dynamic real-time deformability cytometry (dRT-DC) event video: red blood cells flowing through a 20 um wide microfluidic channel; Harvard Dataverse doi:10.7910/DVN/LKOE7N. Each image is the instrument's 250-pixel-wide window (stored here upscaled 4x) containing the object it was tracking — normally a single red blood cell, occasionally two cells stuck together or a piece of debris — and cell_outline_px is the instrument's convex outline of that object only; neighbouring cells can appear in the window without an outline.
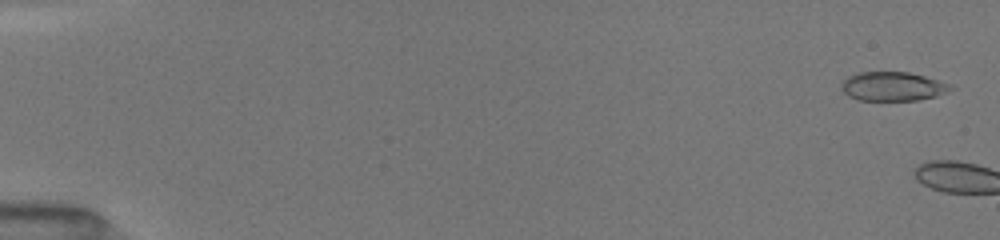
{"species": "common noctule bat (a hibernating species)", "species_latin": "Nyctalus noctula", "temperature_condition": "room temperature", "stored_images_in_passage": 4, "camera_frame_rate_fps": 3000, "um_per_image_px": 0.085, "animal": {"sex": "female", "body_mass_g": 19.5, "forearm_length_mm": 54.1}, "frame": {"image": 1, "passage_image": 2, "time_ms": 0.333, "image_size_px": [1000, 240], "cell_outline_px": [[956, 88], [936, 96], [916, 100], [856, 100], [848, 96], [844, 92], [840, 84], [848, 76], [860, 72], [908, 72], [924, 76], [952, 84]], "centroid_in_image_um": [75.89, 7.34], "position_along_channel_um": 9.1, "area_um2": 18.5}}